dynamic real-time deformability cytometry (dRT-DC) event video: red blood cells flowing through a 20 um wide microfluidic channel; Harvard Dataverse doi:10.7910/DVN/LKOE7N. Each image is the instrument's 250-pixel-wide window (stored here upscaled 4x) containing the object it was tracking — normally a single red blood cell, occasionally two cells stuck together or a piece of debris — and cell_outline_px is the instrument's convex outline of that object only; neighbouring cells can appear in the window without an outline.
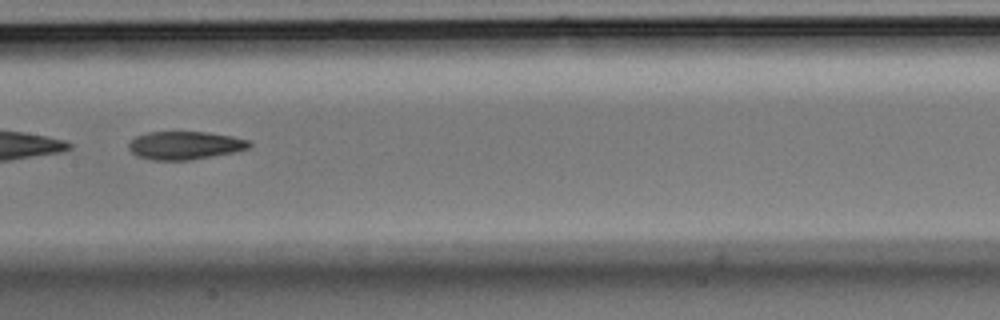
{"species": "Egyptian fruit bat (a non-hibernating species)", "species_latin": "Rousettus aegyptiacus", "temperature_condition": "room temperature", "stored_images_in_passage": 42, "camera_frame_rate_fps": 3000, "um_per_image_px": 0.085, "animal": {"sex": "male"}, "frame": {"image": 1, "passage_image": 16, "time_ms": 5.0, "image_size_px": [1000, 320], "cell_outline_px": [[252, 144], [248, 148], [236, 152], [192, 160], [152, 160], [136, 156], [128, 148], [128, 144], [136, 136], [148, 132], [208, 132], [232, 136], [252, 140]], "centroid_in_image_um": [15.75, 12.36], "position_along_channel_um": 191.6, "area_um2": 20.0}}
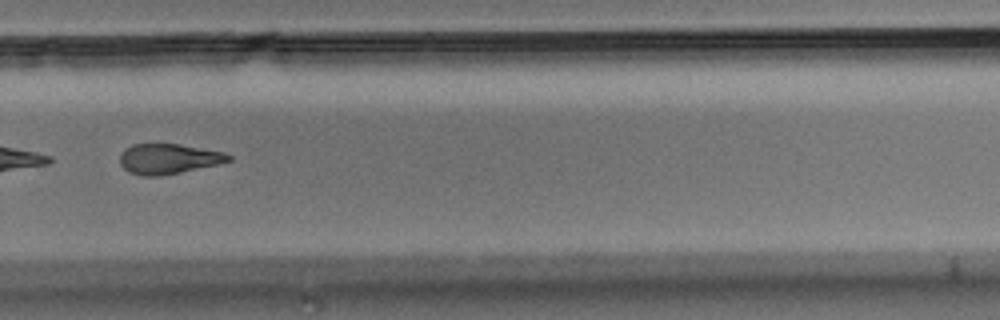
{"frame": {"image": 2, "passage_image": 26, "time_ms": 8.333, "image_size_px": [1000, 320], "cell_outline_px": [[232, 160], [220, 164], [160, 176], [140, 176], [128, 172], [120, 164], [120, 156], [124, 148], [132, 144], [180, 144], [224, 152], [232, 156]], "centroid_in_image_um": [14.32, 13.5], "position_along_channel_um": 315.5, "area_um2": 19.25}}
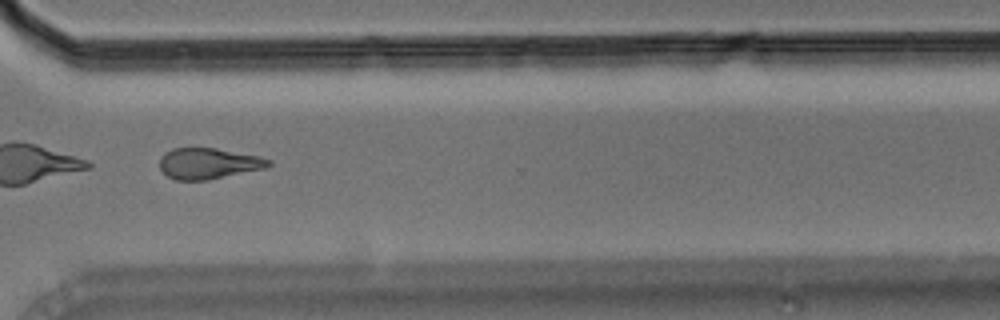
{"frame": {"image": 3, "passage_image": 29, "time_ms": 9.333, "image_size_px": [1000, 320], "cell_outline_px": [[272, 164], [264, 168], [208, 180], [176, 180], [168, 176], [160, 168], [160, 156], [164, 152], [172, 148], [216, 148], [260, 156], [272, 160]], "centroid_in_image_um": [17.71, 13.88], "position_along_channel_um": 352.9, "area_um2": 19.65}, "authors_computed_cell_mechanics": {"area_um2": 20.6924, "velocity_mm_per_s": 3.727, "shape_relaxation_time_tau1_ms": 6.7804, "shape_relaxation_time_tau2_ms": 8.1738, "deformation_change_tau1": 0.1693, "deformation_change_tau2": 0.2078}}